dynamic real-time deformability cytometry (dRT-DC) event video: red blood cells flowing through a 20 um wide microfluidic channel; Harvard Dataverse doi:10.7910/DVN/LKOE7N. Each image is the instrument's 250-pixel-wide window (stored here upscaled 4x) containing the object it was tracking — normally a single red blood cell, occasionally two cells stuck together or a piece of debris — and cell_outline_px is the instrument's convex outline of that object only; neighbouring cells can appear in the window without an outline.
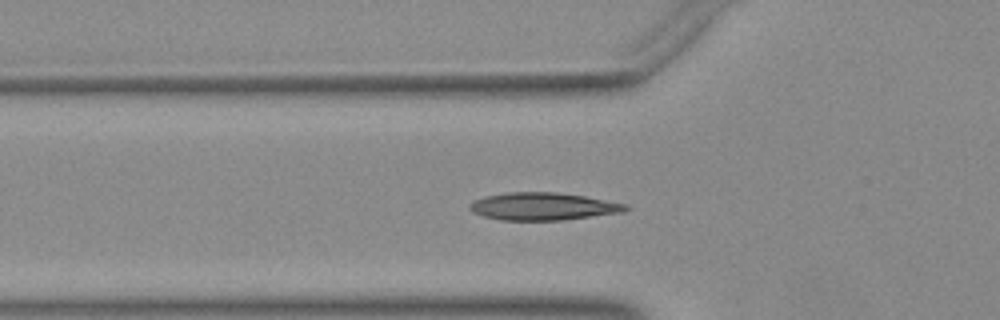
{"species": "Egyptian fruit bat (a non-hibernating species)", "species_latin": "Rousettus aegyptiacus", "temperature_condition": "warm", "stored_images_in_passage": 44, "camera_frame_rate_fps": 3000, "um_per_image_px": 0.085, "animal": {"sex": "female"}, "frame": {"image": 1, "passage_image": 17, "time_ms": 5.333, "image_size_px": [1000, 320], "cell_outline_px": [[632, 208], [624, 212], [564, 220], [500, 220], [484, 216], [472, 212], [468, 208], [468, 204], [484, 196], [508, 192], [556, 192], [584, 196], [628, 204]], "centroid_in_image_um": [46.18, 17.54], "position_along_channel_um": 79.6, "area_um2": 25.2}}
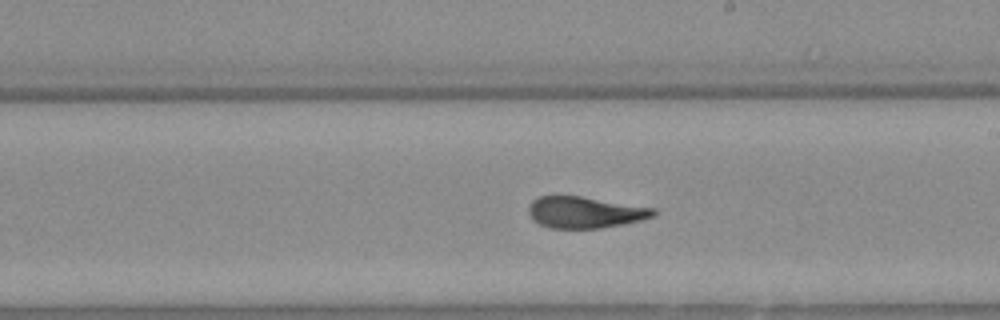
{"frame": {"image": 2, "passage_image": 29, "time_ms": 9.333, "image_size_px": [1000, 320], "cell_outline_px": [[656, 212], [652, 216], [640, 220], [600, 228], [552, 228], [540, 224], [532, 220], [528, 212], [528, 208], [532, 200], [540, 196], [580, 196], [656, 208]], "centroid_in_image_um": [49.69, 18.04], "position_along_channel_um": 239.3, "area_um2": 22.66}}
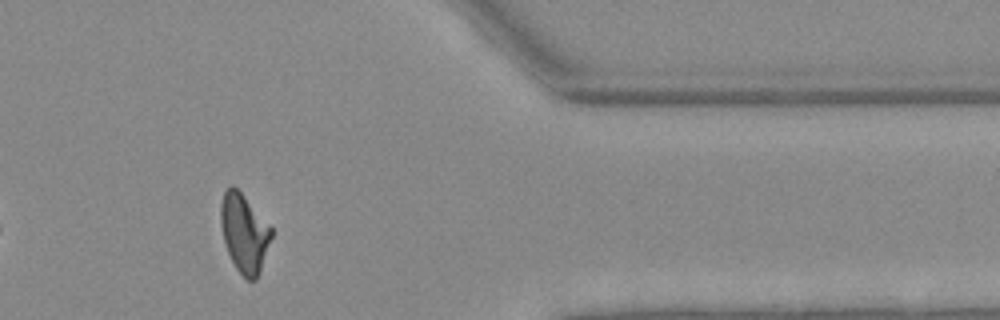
{"frame": {"image": 3, "passage_image": 42, "time_ms": 13.667, "image_size_px": [1000, 320], "cell_outline_px": [[272, 236], [260, 272], [256, 280], [244, 280], [236, 268], [228, 252], [224, 240], [220, 220], [220, 204], [224, 192], [232, 184], [240, 192], [272, 228]], "centroid_in_image_um": [20.76, 19.85], "position_along_channel_um": 390.6, "area_um2": 22.89}}